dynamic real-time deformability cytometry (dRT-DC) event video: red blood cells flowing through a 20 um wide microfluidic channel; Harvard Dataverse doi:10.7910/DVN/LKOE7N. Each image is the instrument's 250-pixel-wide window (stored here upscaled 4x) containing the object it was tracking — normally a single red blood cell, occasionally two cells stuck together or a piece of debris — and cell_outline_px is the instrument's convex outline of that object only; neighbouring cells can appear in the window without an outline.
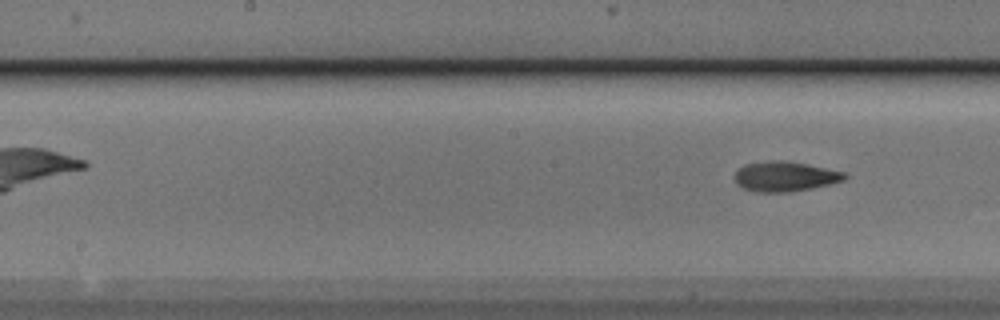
{"species": "Egyptian fruit bat (a non-hibernating species)", "species_latin": "Rousettus aegyptiacus", "temperature_condition": "cold", "stored_images_in_passage": 6, "camera_frame_rate_fps": 3000, "um_per_image_px": 0.085, "animal": {"sex": "male"}, "frame": {"image": 1, "passage_image": 6, "time_ms": 6.667, "image_size_px": [1000, 320], "cell_outline_px": [[848, 176], [844, 180], [828, 184], [792, 192], [756, 192], [744, 188], [736, 184], [736, 172], [740, 168], [748, 164], [772, 160], [780, 160], [808, 164], [844, 172]], "centroid_in_image_um": [66.74, 15.0], "position_along_channel_um": 181.5, "area_um2": 18.9}}